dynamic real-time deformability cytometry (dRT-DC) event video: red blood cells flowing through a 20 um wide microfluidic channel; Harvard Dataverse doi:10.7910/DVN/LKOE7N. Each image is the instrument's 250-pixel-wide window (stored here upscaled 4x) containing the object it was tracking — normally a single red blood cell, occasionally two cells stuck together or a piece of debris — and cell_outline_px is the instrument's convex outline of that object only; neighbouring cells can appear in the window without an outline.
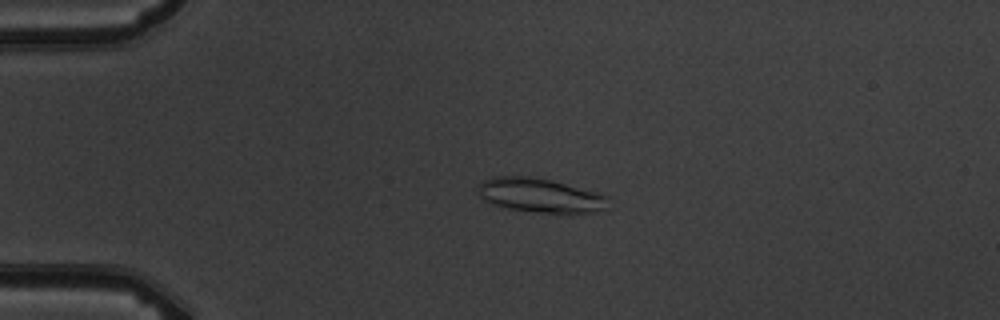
{"species": "common noctule bat (a hibernating species)", "species_latin": "Nyctalus noctula", "temperature_condition": "warm", "stored_images_in_passage": 4, "camera_frame_rate_fps": 3000, "um_per_image_px": 0.085, "animal": {"sex": "male", "body_mass_g": 19.5, "forearm_length_mm": 54.6}, "frame": {"image": 1, "passage_image": 3, "time_ms": 3.0, "image_size_px": [1000, 320], "cell_outline_px": [[608, 208], [596, 212], [568, 216], [564, 216], [508, 208], [492, 204], [484, 200], [476, 192], [476, 188], [484, 180], [492, 176], [528, 176], [548, 180], [596, 192], [608, 196]], "centroid_in_image_um": [45.95, 16.65], "position_along_channel_um": 39.1, "area_um2": 26.59}}